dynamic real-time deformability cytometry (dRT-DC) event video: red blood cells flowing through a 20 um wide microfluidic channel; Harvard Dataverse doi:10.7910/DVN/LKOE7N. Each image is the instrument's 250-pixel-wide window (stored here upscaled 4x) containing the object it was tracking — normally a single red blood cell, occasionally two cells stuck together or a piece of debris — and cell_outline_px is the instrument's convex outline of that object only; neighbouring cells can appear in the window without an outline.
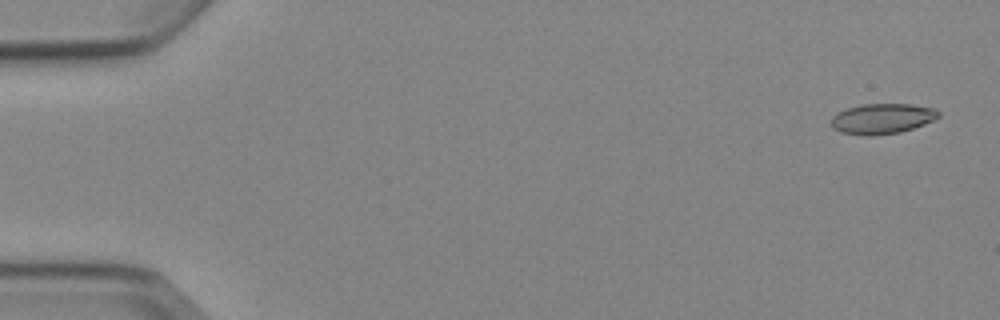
{"species": "Egyptian fruit bat (a non-hibernating species)", "species_latin": "Rousettus aegyptiacus", "temperature_condition": "cold", "stored_images_in_passage": 5, "camera_frame_rate_fps": 3000, "um_per_image_px": 0.085, "animal": {"sex": "female"}, "frame": {"image": 1, "passage_image": 1, "time_ms": 0.0, "image_size_px": [1000, 320], "cell_outline_px": [[940, 116], [924, 124], [900, 132], [872, 136], [868, 136], [840, 132], [832, 128], [832, 116], [848, 108], [860, 104], [908, 104], [936, 108], [940, 112]], "centroid_in_image_um": [74.99, 10.09], "position_along_channel_um": 10.0, "area_um2": 18.9}}
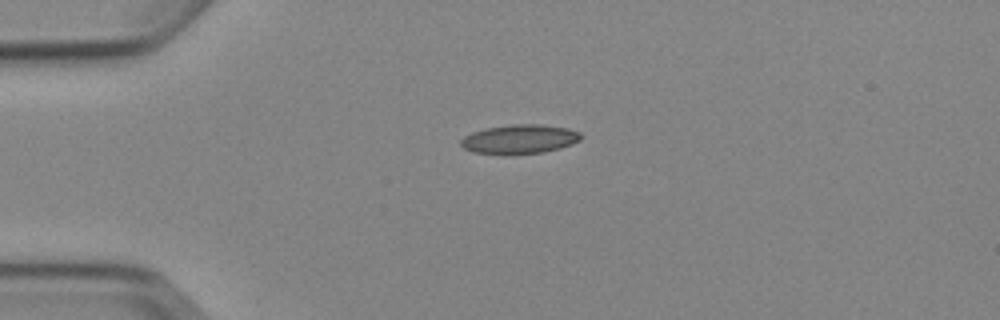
{"frame": {"image": 2, "passage_image": 4, "time_ms": 3.667, "image_size_px": [1000, 320], "cell_outline_px": [[580, 140], [572, 144], [560, 148], [544, 152], [512, 156], [472, 152], [464, 148], [460, 144], [460, 140], [464, 136], [472, 132], [484, 128], [512, 124], [540, 124], [568, 128], [580, 132]], "centroid_in_image_um": [44.13, 11.85], "position_along_channel_um": 40.9, "area_um2": 20.87}}